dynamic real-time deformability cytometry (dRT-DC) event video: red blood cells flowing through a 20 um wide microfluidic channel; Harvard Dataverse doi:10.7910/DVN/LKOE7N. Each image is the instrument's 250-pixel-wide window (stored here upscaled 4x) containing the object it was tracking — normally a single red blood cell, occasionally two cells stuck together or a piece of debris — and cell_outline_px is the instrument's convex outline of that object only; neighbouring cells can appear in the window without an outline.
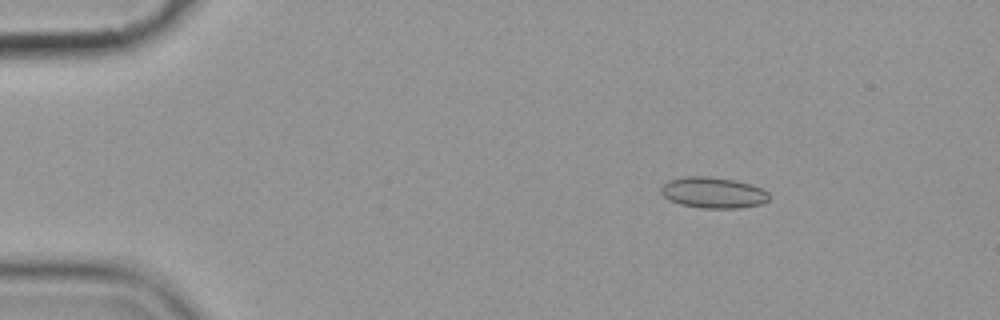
{"species": "common noctule bat (a hibernating species)", "species_latin": "Nyctalus noctula", "temperature_condition": "cold", "stored_images_in_passage": 5, "camera_frame_rate_fps": 3000, "um_per_image_px": 0.085, "animal": {"sex": "female", "body_mass_g": 19.9}, "frame": {"image": 1, "passage_image": 1, "time_ms": 0.0, "image_size_px": [1000, 320], "cell_outline_px": [[768, 200], [760, 204], [740, 208], [700, 208], [680, 204], [668, 200], [660, 192], [660, 188], [668, 180], [684, 176], [708, 176], [736, 180], [760, 188], [768, 192]], "centroid_in_image_um": [60.57, 16.37], "position_along_channel_um": 24.4, "area_um2": 19.54}}
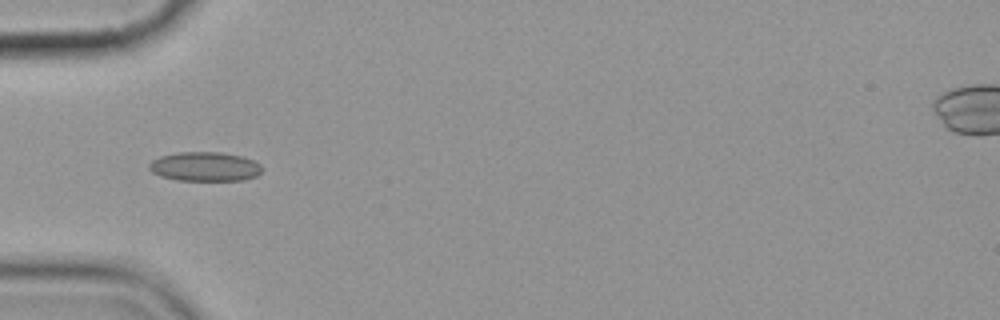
{"frame": {"image": 2, "passage_image": 4, "time_ms": 3.333, "image_size_px": [1000, 320], "cell_outline_px": [[264, 168], [256, 176], [244, 180], [176, 180], [160, 176], [152, 172], [148, 168], [148, 164], [152, 160], [160, 156], [176, 152], [220, 152], [240, 156], [252, 160], [260, 164]], "centroid_in_image_um": [17.39, 14.16], "position_along_channel_um": 67.6, "area_um2": 19.31}}
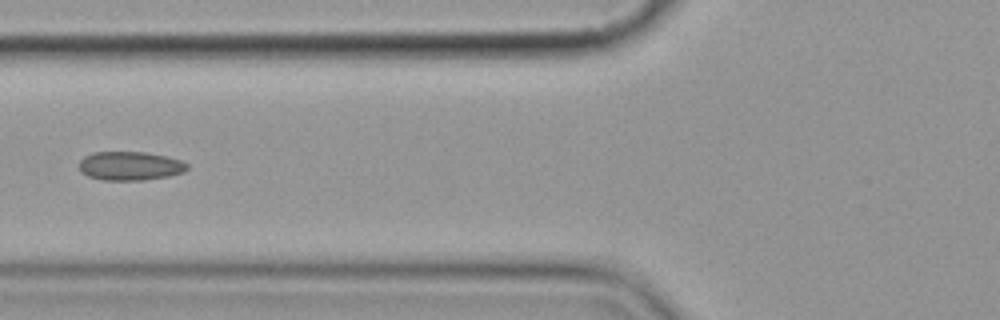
{"frame": {"image": 3, "passage_image": 5, "time_ms": 4.667, "image_size_px": [1000, 320], "cell_outline_px": [[188, 168], [184, 172], [168, 176], [144, 180], [100, 180], [88, 176], [80, 172], [80, 160], [84, 156], [92, 152], [144, 152], [164, 156], [180, 160], [188, 164]], "centroid_in_image_um": [11.03, 14.11], "position_along_channel_um": 114.8, "area_um2": 18.15}}